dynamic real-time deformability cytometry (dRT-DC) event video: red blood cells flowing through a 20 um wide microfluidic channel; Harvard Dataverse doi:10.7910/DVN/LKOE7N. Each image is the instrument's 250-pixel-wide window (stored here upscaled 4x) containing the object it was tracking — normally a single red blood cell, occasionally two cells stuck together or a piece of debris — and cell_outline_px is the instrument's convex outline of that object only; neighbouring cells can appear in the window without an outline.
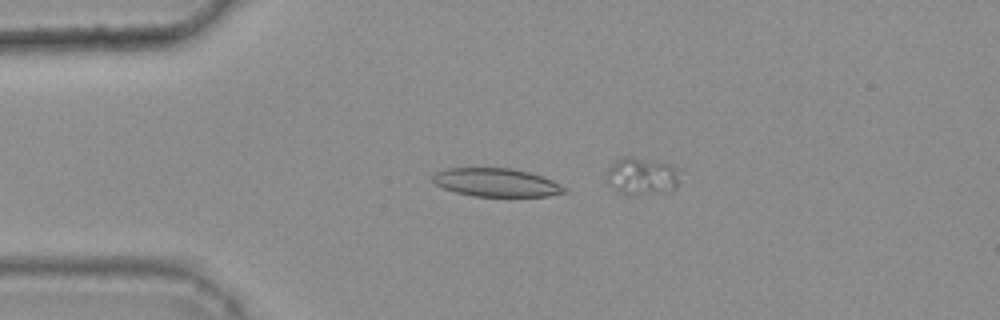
{"species": "common noctule bat (a hibernating species)", "species_latin": "Nyctalus noctula", "temperature_condition": "warm", "stored_images_in_passage": 31, "camera_frame_rate_fps": 3000, "um_per_image_px": 0.085, "animal": {"sex": "female", "body_mass_g": 25.1}, "frame": {"image": 1, "passage_image": 9, "time_ms": 2.667, "image_size_px": [1000, 320], "cell_outline_px": [[568, 192], [548, 196], [472, 196], [456, 192], [444, 188], [436, 184], [432, 180], [432, 176], [436, 172], [448, 168], [508, 168], [528, 172], [544, 176], [568, 188]], "centroid_in_image_um": [42.22, 15.51], "position_along_channel_um": 42.8, "area_um2": 21.73}}
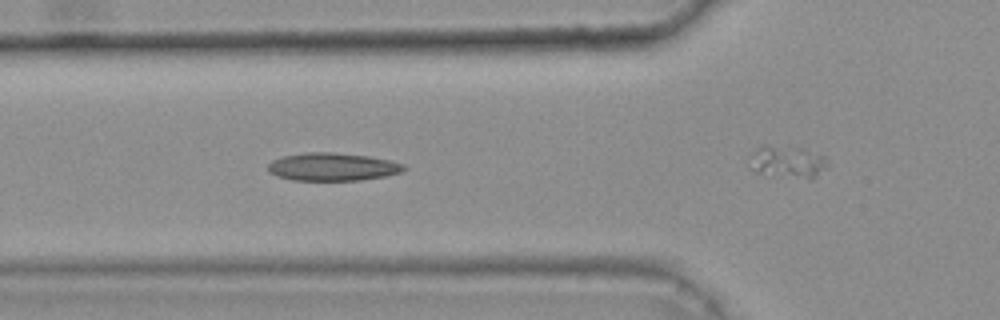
{"frame": {"image": 2, "passage_image": 15, "time_ms": 4.667, "image_size_px": [1000, 320], "cell_outline_px": [[408, 168], [400, 172], [384, 176], [360, 180], [292, 180], [276, 176], [268, 172], [268, 164], [272, 160], [284, 156], [308, 152], [332, 152], [368, 156], [388, 160], [404, 164]], "centroid_in_image_um": [28.24, 14.18], "position_along_channel_um": 97.6, "area_um2": 22.02}}
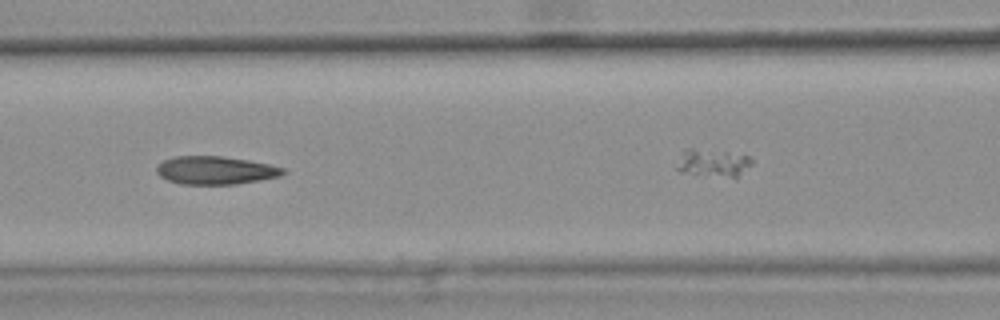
{"frame": {"image": 3, "passage_image": 19, "time_ms": 6.0, "image_size_px": [1000, 320], "cell_outline_px": [[288, 172], [280, 176], [236, 184], [180, 184], [168, 180], [160, 176], [156, 172], [156, 168], [164, 160], [176, 156], [224, 156], [248, 160], [268, 164], [284, 168]], "centroid_in_image_um": [18.32, 14.47], "position_along_channel_um": 148.3, "area_um2": 20.63}}